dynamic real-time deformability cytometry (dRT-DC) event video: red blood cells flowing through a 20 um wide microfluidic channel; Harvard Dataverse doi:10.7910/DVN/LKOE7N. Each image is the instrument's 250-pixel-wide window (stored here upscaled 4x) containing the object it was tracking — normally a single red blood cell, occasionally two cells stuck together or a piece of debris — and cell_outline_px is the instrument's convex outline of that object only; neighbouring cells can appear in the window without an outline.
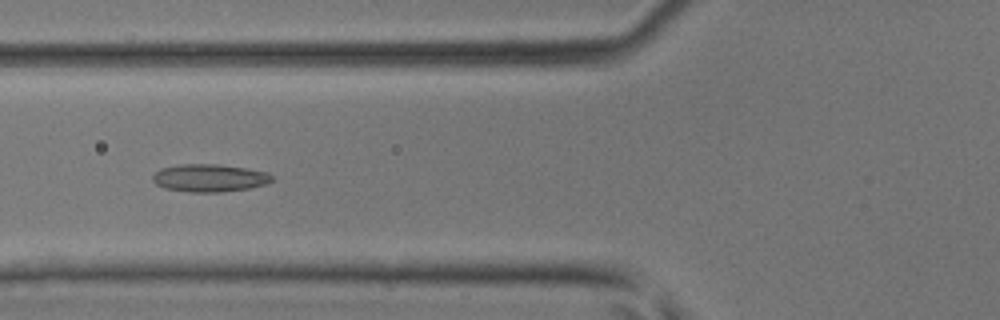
{"species": "common noctule bat (a hibernating species)", "species_latin": "Nyctalus noctula", "temperature_condition": "room temperature", "stored_images_in_passage": 47, "camera_frame_rate_fps": 3000, "um_per_image_px": 0.085, "animal": {"sex": "male", "body_mass_g": 17.9, "forearm_length_mm": 54.2}, "frame": {"image": 1, "passage_image": 19, "time_ms": 6.0, "image_size_px": [1000, 320], "cell_outline_px": [[272, 180], [264, 184], [248, 188], [220, 192], [188, 192], [164, 188], [156, 184], [152, 180], [152, 176], [160, 168], [180, 164], [216, 164], [248, 168], [268, 172], [272, 176]], "centroid_in_image_um": [17.77, 15.12], "position_along_channel_um": 108.0, "area_um2": 19.25}}
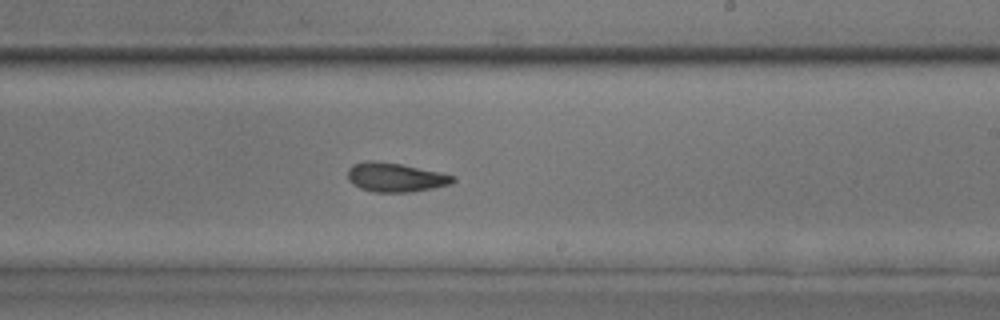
{"frame": {"image": 2, "passage_image": 29, "time_ms": 9.333, "image_size_px": [1000, 320], "cell_outline_px": [[456, 180], [452, 184], [412, 192], [372, 192], [360, 188], [352, 184], [348, 180], [348, 168], [352, 164], [368, 160], [372, 160], [400, 164], [440, 172], [456, 176]], "centroid_in_image_um": [33.6, 15.07], "position_along_channel_um": 255.4, "area_um2": 17.98}}
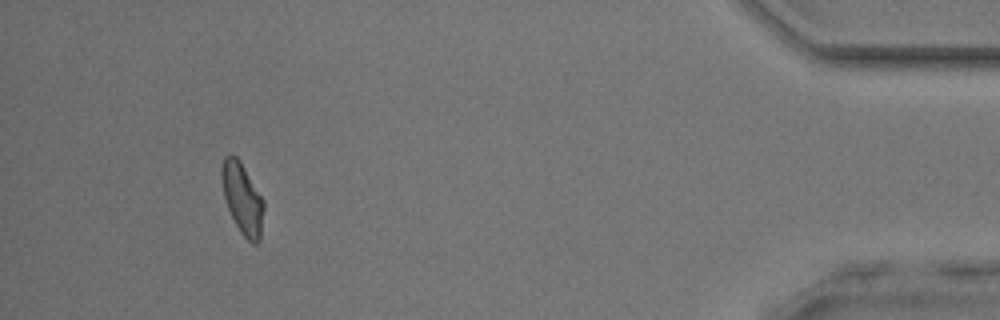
{"frame": {"image": 3, "passage_image": 44, "time_ms": 14.333, "image_size_px": [1000, 320], "cell_outline_px": [[264, 208], [260, 240], [256, 244], [252, 244], [240, 232], [228, 208], [224, 196], [220, 176], [220, 168], [224, 156], [228, 152], [232, 152], [240, 160], [264, 200]], "centroid_in_image_um": [20.59, 16.82], "position_along_channel_um": 414.6, "area_um2": 17.69}}